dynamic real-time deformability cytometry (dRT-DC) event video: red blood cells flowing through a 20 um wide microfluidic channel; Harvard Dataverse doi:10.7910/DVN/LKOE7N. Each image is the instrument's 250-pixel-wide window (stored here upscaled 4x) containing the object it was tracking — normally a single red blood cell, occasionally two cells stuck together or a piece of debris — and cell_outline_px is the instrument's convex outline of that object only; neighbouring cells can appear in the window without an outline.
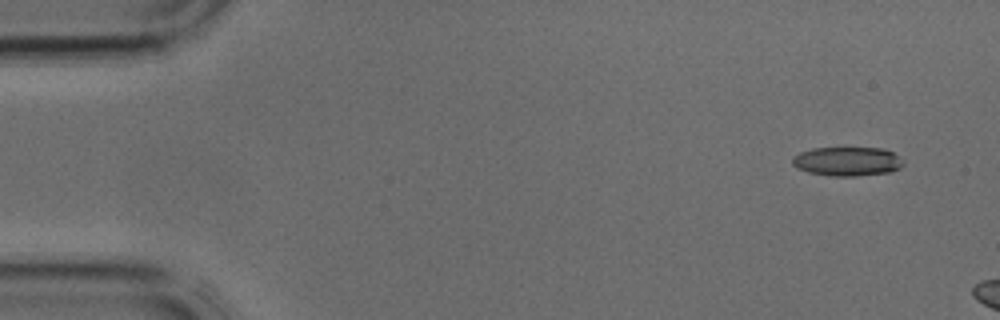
{"species": "common noctule bat (a hibernating species)", "species_latin": "Nyctalus noctula", "temperature_condition": "cold", "stored_images_in_passage": 5, "camera_frame_rate_fps": 3000, "um_per_image_px": 0.085, "animal": {"sex": "male", "body_mass_g": 17.9, "forearm_length_mm": 54.2}, "frame": {"image": 1, "passage_image": 1, "time_ms": 0.0, "image_size_px": [1000, 320], "cell_outline_px": [[904, 164], [900, 168], [892, 172], [856, 176], [832, 176], [808, 172], [796, 168], [792, 164], [792, 156], [800, 152], [812, 148], [884, 148], [900, 156], [904, 160]], "centroid_in_image_um": [72.04, 13.72], "position_along_channel_um": 13.0, "area_um2": 19.07}}
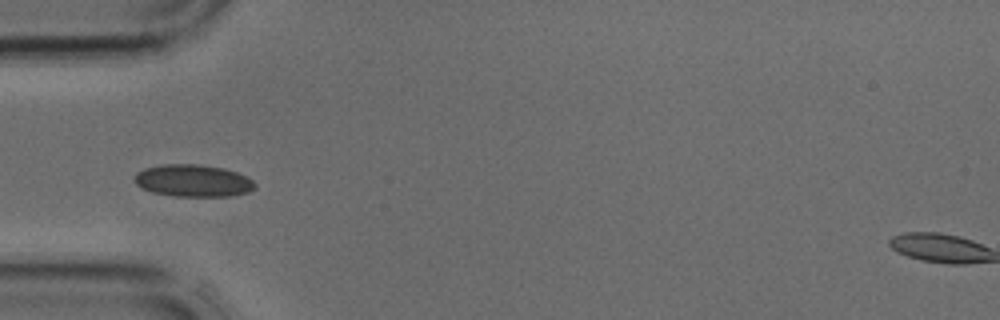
{"frame": {"image": 2, "passage_image": 5, "time_ms": 1.333, "image_size_px": [1000, 320], "cell_outline_px": [[256, 188], [248, 192], [228, 196], [172, 196], [152, 192], [136, 184], [136, 172], [144, 168], [160, 164], [196, 164], [224, 168], [236, 172], [252, 180], [256, 184]], "centroid_in_image_um": [16.41, 15.35], "position_along_channel_um": 68.6, "area_um2": 22.48}}